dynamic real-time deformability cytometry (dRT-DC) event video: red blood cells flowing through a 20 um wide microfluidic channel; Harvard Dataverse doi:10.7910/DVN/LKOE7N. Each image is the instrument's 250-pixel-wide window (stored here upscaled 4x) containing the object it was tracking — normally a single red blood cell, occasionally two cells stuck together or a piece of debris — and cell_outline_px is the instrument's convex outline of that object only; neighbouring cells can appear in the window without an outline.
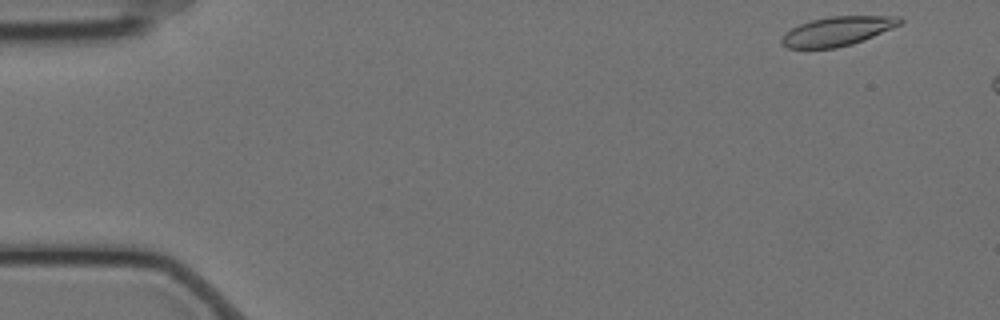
{"species": "Egyptian fruit bat (a non-hibernating species)", "species_latin": "Rousettus aegyptiacus", "temperature_condition": "cold", "stored_images_in_passage": 7, "camera_frame_rate_fps": 3000, "um_per_image_px": 0.085, "animal": {"sex": "female"}, "frame": {"image": 1, "passage_image": 1, "time_ms": 0.0, "image_size_px": [1000, 320], "cell_outline_px": [[904, 20], [900, 24], [892, 28], [864, 40], [852, 44], [836, 48], [788, 48], [780, 44], [780, 40], [792, 28], [800, 24], [812, 20], [828, 16], [900, 16]], "centroid_in_image_um": [71.2, 2.65], "position_along_channel_um": 13.8, "area_um2": 20.0}}